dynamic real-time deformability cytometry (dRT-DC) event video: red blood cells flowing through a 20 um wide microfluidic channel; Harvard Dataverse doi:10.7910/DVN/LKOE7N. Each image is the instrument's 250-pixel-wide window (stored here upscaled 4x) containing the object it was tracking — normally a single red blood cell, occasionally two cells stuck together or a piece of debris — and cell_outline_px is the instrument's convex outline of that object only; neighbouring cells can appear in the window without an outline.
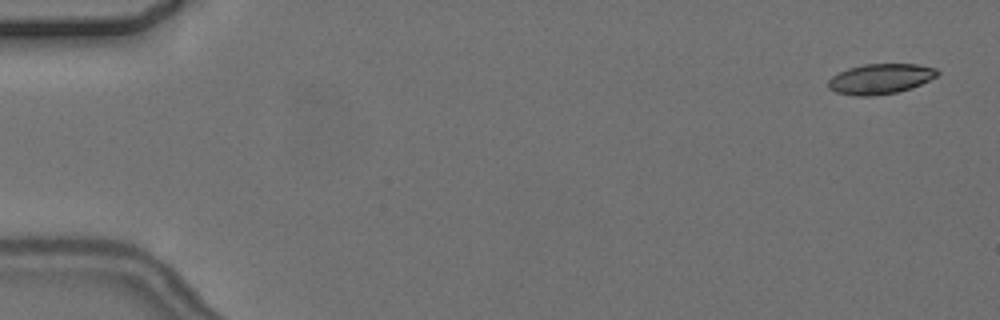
{"species": "common noctule bat (a hibernating species)", "species_latin": "Nyctalus noctula", "temperature_condition": "cold", "stored_images_in_passage": 8, "camera_frame_rate_fps": 3000, "um_per_image_px": 0.085, "animal": {"sex": "female", "body_mass_g": 24.6, "forearm_length_mm": 56.2}, "frame": {"image": 1, "passage_image": 1, "time_ms": 0.0, "image_size_px": [1000, 320], "cell_outline_px": [[940, 72], [936, 76], [912, 88], [896, 92], [872, 96], [856, 96], [836, 92], [828, 88], [828, 80], [832, 76], [848, 68], [864, 64], [920, 64], [936, 68]], "centroid_in_image_um": [74.83, 6.7], "position_along_channel_um": 10.2, "area_um2": 19.19}}
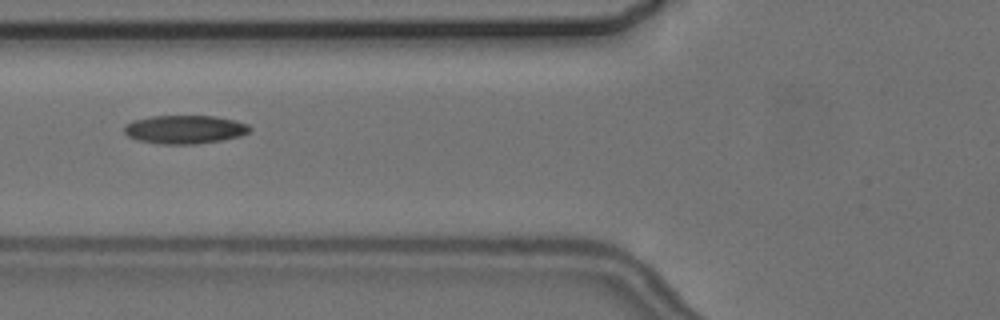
{"frame": {"image": 2, "passage_image": 6, "time_ms": 6.667, "image_size_px": [1000, 320], "cell_outline_px": [[252, 128], [248, 132], [240, 136], [220, 140], [196, 144], [160, 144], [140, 140], [128, 136], [124, 132], [124, 124], [132, 120], [152, 116], [216, 116], [236, 120], [248, 124]], "centroid_in_image_um": [15.7, 10.99], "position_along_channel_um": 110.1, "area_um2": 20.87}}
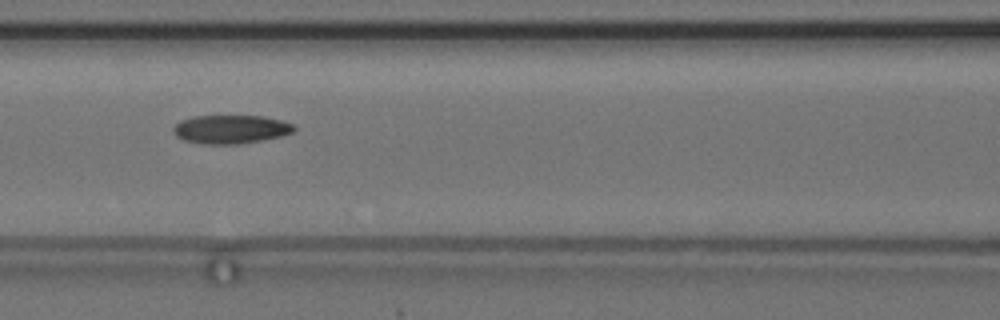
{"frame": {"image": 3, "passage_image": 7, "time_ms": 7.667, "image_size_px": [1000, 320], "cell_outline_px": [[296, 128], [292, 132], [280, 136], [264, 140], [240, 144], [200, 144], [184, 140], [176, 136], [172, 132], [172, 128], [180, 120], [196, 116], [264, 116], [280, 120], [292, 124]], "centroid_in_image_um": [19.58, 10.99], "position_along_channel_um": 147.0, "area_um2": 20.17}}